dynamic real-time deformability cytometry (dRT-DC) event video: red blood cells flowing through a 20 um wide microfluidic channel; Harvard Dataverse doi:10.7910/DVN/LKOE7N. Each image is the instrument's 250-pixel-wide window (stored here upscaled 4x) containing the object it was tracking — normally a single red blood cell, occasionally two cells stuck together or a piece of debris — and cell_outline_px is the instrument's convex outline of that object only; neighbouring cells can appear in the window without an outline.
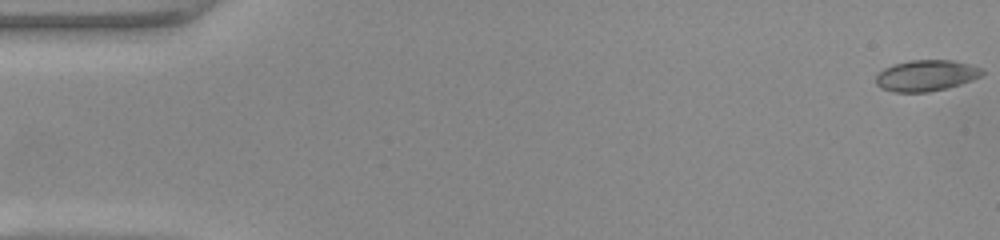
{"species": "common noctule bat (a hibernating species)", "species_latin": "Nyctalus noctula", "temperature_condition": "warm", "stored_images_in_passage": 49, "camera_frame_rate_fps": 3000, "um_per_image_px": 0.085, "animal": {"sex": "female", "body_mass_g": 22.0, "forearm_length_mm": 56.7}, "frame": {"image": 1, "passage_image": 1, "time_ms": 0.0, "image_size_px": [1000, 240], "cell_outline_px": [[984, 72], [980, 76], [972, 80], [960, 84], [928, 92], [892, 92], [880, 88], [876, 84], [876, 76], [884, 68], [892, 64], [908, 60], [952, 60], [968, 64], [980, 68]], "centroid_in_image_um": [78.67, 6.42], "position_along_channel_um": 6.3, "area_um2": 19.19}}
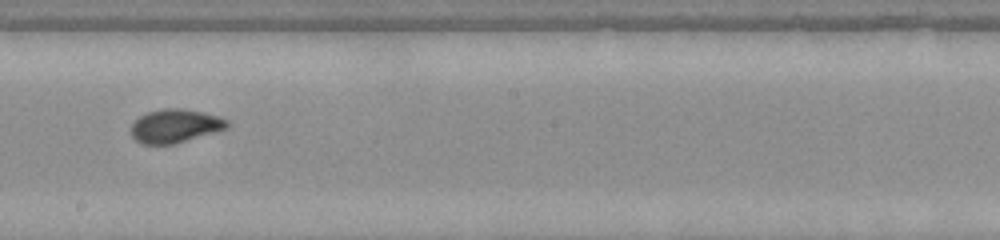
{"frame": {"image": 2, "passage_image": 28, "time_ms": 9.0, "image_size_px": [1000, 240], "cell_outline_px": [[228, 128], [172, 144], [140, 144], [132, 136], [132, 124], [140, 116], [148, 112], [164, 108], [180, 108], [204, 112], [228, 120]], "centroid_in_image_um": [14.87, 10.7], "position_along_channel_um": 233.3, "area_um2": 18.5}}
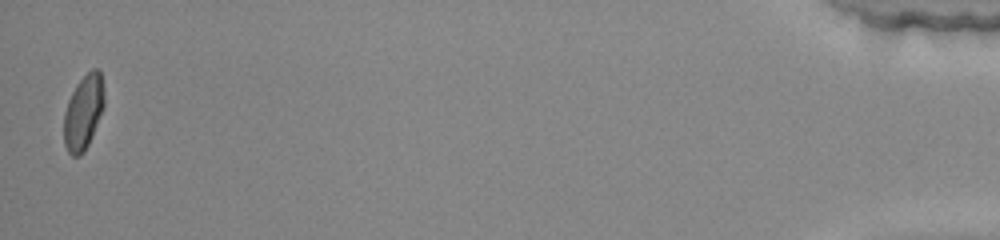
{"frame": {"image": 3, "passage_image": 49, "time_ms": 16.0, "image_size_px": [1000, 240], "cell_outline_px": [[104, 108], [92, 136], [84, 152], [80, 156], [72, 156], [68, 152], [64, 144], [64, 112], [68, 100], [76, 84], [92, 68], [96, 68], [100, 72], [104, 92]], "centroid_in_image_um": [7.09, 9.55], "position_along_channel_um": 428.1, "area_um2": 17.57}, "authors_computed_cell_mechanics": {"area_um2": 18.6694, "velocity_mm_per_s": 4.1655, "shape_relaxation_time_tau1_ms": 6.6218, "shape_relaxation_time_tau2_ms": null, "deformation_change_tau1": 0.2144, "deformation_change_tau2": null}}